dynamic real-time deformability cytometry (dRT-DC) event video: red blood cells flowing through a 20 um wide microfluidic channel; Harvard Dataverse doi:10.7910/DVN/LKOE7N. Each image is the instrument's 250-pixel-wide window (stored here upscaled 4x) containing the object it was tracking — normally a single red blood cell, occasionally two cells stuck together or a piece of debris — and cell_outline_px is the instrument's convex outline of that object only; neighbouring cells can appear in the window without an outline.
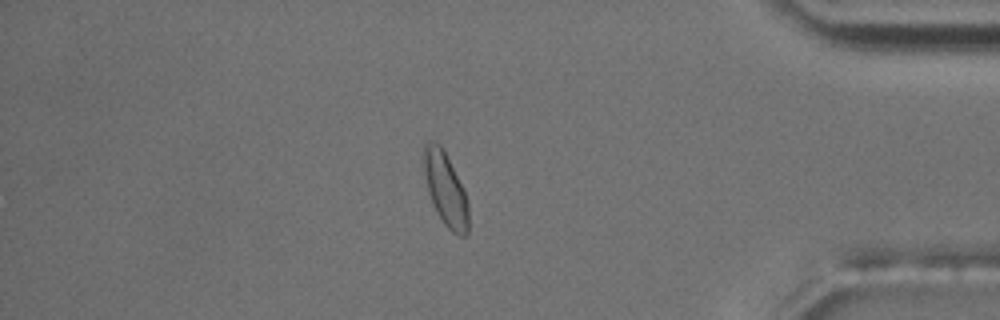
{"species": "common noctule bat (a hibernating species)", "species_latin": "Nyctalus noctula", "temperature_condition": "room temperature", "stored_images_in_passage": 55, "camera_frame_rate_fps": 3000, "um_per_image_px": 0.085, "animal": {"sex": "male", "body_mass_g": 17.5, "forearm_length_mm": 52.3}, "frame": {"image": 1, "passage_image": 47, "time_ms": 15.333, "image_size_px": [1000, 320], "cell_outline_px": [[468, 232], [464, 236], [460, 236], [452, 232], [444, 224], [428, 192], [424, 176], [420, 156], [424, 144], [428, 140], [432, 140], [440, 144], [468, 200]], "centroid_in_image_um": [37.81, 16.02], "position_along_channel_um": 397.4, "area_um2": 18.96}, "authors_computed_cell_mechanics": {"area_um2": 17.5134, "velocity_mm_per_s": 3.6631, "shape_relaxation_time_tau1_ms": 6.7156, "shape_relaxation_time_tau2_ms": 1.118, "deformation_change_tau1": 0.1129, "deformation_change_tau2": 0.0489}}